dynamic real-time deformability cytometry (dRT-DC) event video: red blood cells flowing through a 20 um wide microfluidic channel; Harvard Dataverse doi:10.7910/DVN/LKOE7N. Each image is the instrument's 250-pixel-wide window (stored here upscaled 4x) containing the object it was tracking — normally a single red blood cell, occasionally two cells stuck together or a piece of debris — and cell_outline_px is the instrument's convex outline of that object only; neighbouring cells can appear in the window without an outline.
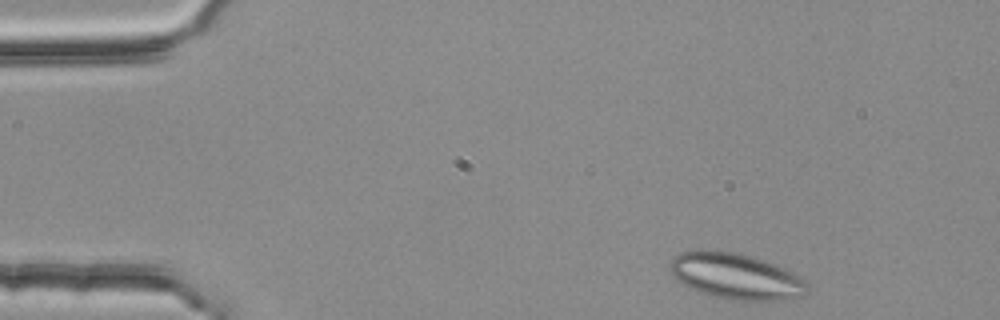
{"species": "common noctule bat (a hibernating species)", "species_latin": "Nyctalus noctula", "temperature_condition": "room temperature", "stored_images_in_passage": 3, "camera_frame_rate_fps": 3000, "um_per_image_px": 0.085, "animal": {"sex": "female", "body_mass_g": 25.1}, "frame": {"image": 1, "passage_image": 1, "time_ms": 0.0, "image_size_px": [1000, 320], "cell_outline_px": [[808, 292], [804, 296], [784, 300], [728, 300], [712, 296], [688, 288], [680, 284], [672, 276], [668, 268], [668, 264], [672, 256], [680, 252], [700, 248], [712, 248], [740, 252], [776, 264], [800, 276], [808, 284]], "centroid_in_image_um": [62.48, 23.44], "position_along_channel_um": 22.5, "area_um2": 38.09}}
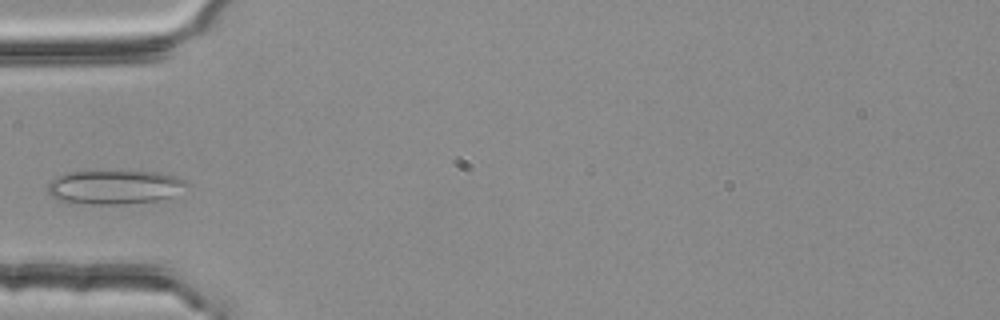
{"frame": {"image": 2, "passage_image": 3, "time_ms": 0.667, "image_size_px": [1000, 320], "cell_outline_px": [[188, 184], [172, 196], [160, 200], [124, 204], [84, 204], [56, 200], [48, 192], [48, 184], [56, 176], [68, 172], [96, 168], [120, 168], [160, 172], [176, 176], [184, 180]], "centroid_in_image_um": [9.69, 15.83], "position_along_channel_um": 75.3, "area_um2": 29.02}}